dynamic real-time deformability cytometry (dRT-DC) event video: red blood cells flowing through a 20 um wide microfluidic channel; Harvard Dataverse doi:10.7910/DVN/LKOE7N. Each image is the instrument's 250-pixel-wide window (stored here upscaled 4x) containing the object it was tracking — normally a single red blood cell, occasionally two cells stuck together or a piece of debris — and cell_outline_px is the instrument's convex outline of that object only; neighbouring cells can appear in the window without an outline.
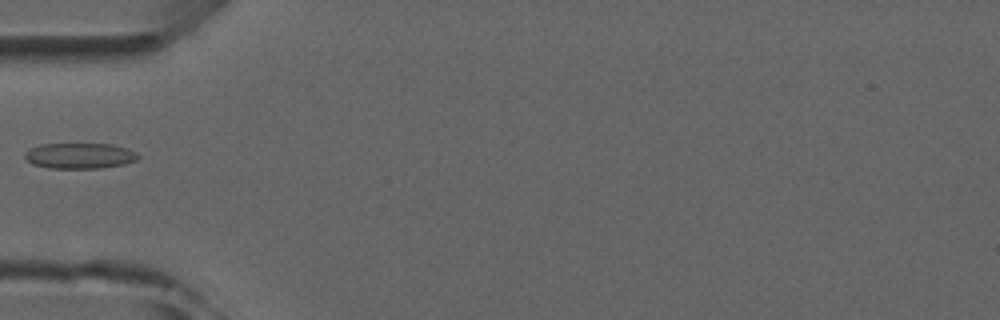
{"species": "common noctule bat (a hibernating species)", "species_latin": "Nyctalus noctula", "temperature_condition": "room temperature", "stored_images_in_passage": 1, "camera_frame_rate_fps": 3000, "um_per_image_px": 0.085, "animal": {"sex": "male", "forearm_length_mm": 52.5}, "frame": {"image": 1, "passage_image": 1, "time_ms": 0.0, "image_size_px": [1000, 320], "cell_outline_px": [[140, 156], [136, 160], [124, 164], [100, 168], [48, 168], [32, 164], [24, 156], [24, 152], [40, 144], [112, 144], [128, 148], [136, 152]], "centroid_in_image_um": [6.79, 13.24], "position_along_channel_um": 78.2, "area_um2": 16.94}}